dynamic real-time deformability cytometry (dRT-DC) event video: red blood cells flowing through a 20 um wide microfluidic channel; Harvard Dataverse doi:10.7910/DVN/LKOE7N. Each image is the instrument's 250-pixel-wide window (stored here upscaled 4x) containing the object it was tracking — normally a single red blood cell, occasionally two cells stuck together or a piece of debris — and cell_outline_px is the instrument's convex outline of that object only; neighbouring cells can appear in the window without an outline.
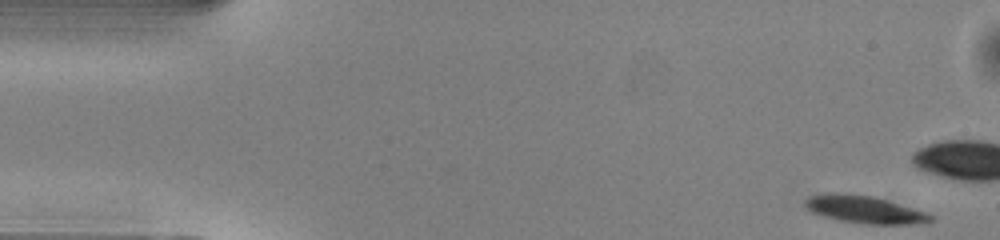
{"species": "common noctule bat (a hibernating species)", "species_latin": "Nyctalus noctula", "temperature_condition": "warm", "stored_images_in_passage": 39, "camera_frame_rate_fps": 3000, "um_per_image_px": 0.085, "animal": {"sex": "male", "body_mass_g": 13.0, "forearm_length_mm": 53.1}, "frame": {"image": 1, "passage_image": 1, "time_ms": 0.0, "image_size_px": [1000, 240], "cell_outline_px": [[936, 220], [928, 224], [864, 224], [840, 220], [824, 216], [812, 212], [804, 204], [804, 200], [808, 196], [832, 192], [836, 192], [872, 196], [928, 212]], "centroid_in_image_um": [73.54, 17.81], "position_along_channel_um": 11.5, "area_um2": 20.29}}
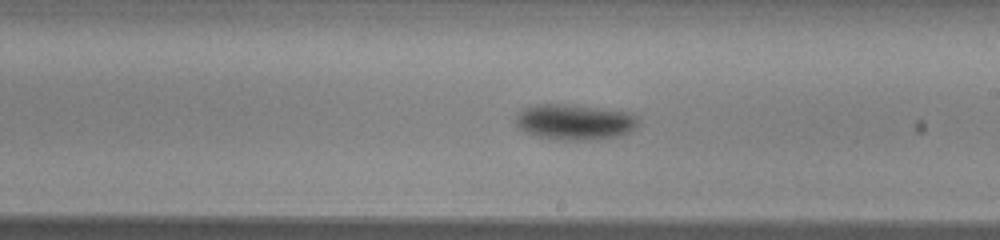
{"frame": {"image": 2, "passage_image": 27, "time_ms": 8.667, "image_size_px": [1000, 240], "cell_outline_px": [[640, 124], [636, 128], [628, 132], [616, 136], [592, 140], [556, 140], [536, 136], [524, 132], [516, 124], [516, 116], [524, 108], [536, 104], [564, 104], [600, 108], [628, 112], [636, 116], [640, 120]], "centroid_in_image_um": [48.85, 10.38], "position_along_channel_um": 240.1, "area_um2": 25.55}}
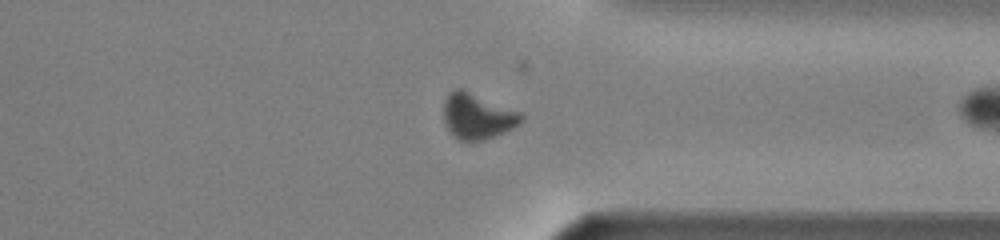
{"frame": {"image": 3, "passage_image": 37, "time_ms": 12.0, "image_size_px": [1000, 240], "cell_outline_px": [[524, 120], [520, 124], [504, 132], [484, 140], [456, 140], [448, 132], [444, 120], [444, 100], [448, 92], [456, 88], [460, 88], [520, 112], [524, 116]], "centroid_in_image_um": [40.55, 9.89], "position_along_channel_um": 370.9, "area_um2": 20.63}}